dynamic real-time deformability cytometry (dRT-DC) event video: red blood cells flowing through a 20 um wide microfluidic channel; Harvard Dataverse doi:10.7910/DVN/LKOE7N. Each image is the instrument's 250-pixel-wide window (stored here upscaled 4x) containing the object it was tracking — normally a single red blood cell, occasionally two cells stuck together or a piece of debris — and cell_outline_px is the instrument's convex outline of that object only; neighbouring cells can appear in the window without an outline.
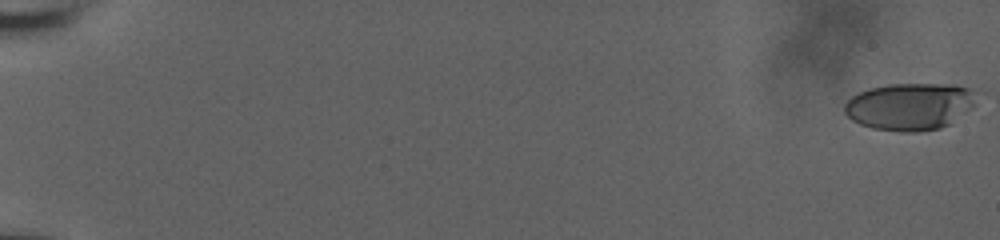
{"species": "human", "species_latin": "Homo sapiens", "temperature_condition": "room temperature", "stored_images_in_passage": 17, "camera_frame_rate_fps": 3000, "um_per_image_px": 0.085, "donor": {"sex": "male"}, "frame": {"image": 1, "passage_image": 1, "time_ms": 0.0, "image_size_px": [1000, 240], "cell_outline_px": [[976, 92], [972, 108], [948, 124], [940, 128], [916, 132], [900, 132], [872, 128], [860, 124], [852, 120], [844, 112], [844, 104], [852, 96], [860, 92], [872, 88], [888, 84], [956, 84], [968, 88]], "centroid_in_image_um": [77.33, 9.04], "position_along_channel_um": 7.7, "area_um2": 36.18}}
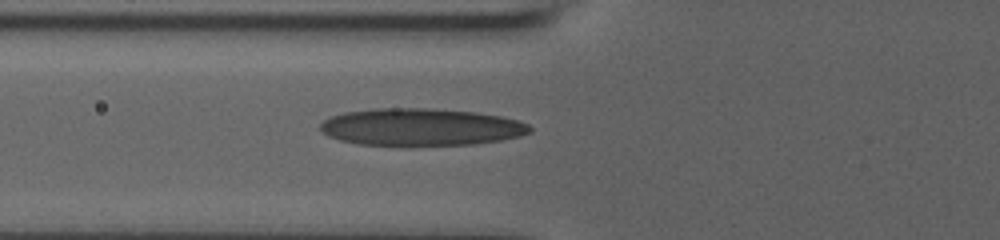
{"frame": {"image": 2, "passage_image": 15, "time_ms": 4.667, "image_size_px": [1000, 240], "cell_outline_px": [[532, 132], [520, 136], [504, 140], [472, 144], [356, 144], [340, 140], [328, 136], [320, 132], [320, 124], [324, 120], [332, 116], [344, 112], [376, 108], [428, 108], [472, 112], [500, 116], [516, 120], [528, 124], [532, 128]], "centroid_in_image_um": [35.77, 10.79], "position_along_channel_um": 90.0, "area_um2": 45.08}}
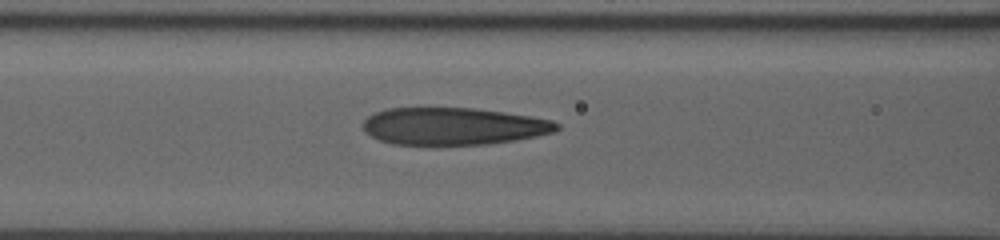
{"frame": {"image": 3, "passage_image": 17, "time_ms": 5.333, "image_size_px": [1000, 240], "cell_outline_px": [[560, 128], [552, 132], [536, 136], [516, 140], [484, 144], [392, 144], [380, 140], [364, 132], [364, 120], [368, 116], [376, 112], [388, 108], [476, 108], [532, 116], [552, 120], [560, 124]], "centroid_in_image_um": [38.55, 10.72], "position_along_channel_um": 128.0, "area_um2": 41.91}}